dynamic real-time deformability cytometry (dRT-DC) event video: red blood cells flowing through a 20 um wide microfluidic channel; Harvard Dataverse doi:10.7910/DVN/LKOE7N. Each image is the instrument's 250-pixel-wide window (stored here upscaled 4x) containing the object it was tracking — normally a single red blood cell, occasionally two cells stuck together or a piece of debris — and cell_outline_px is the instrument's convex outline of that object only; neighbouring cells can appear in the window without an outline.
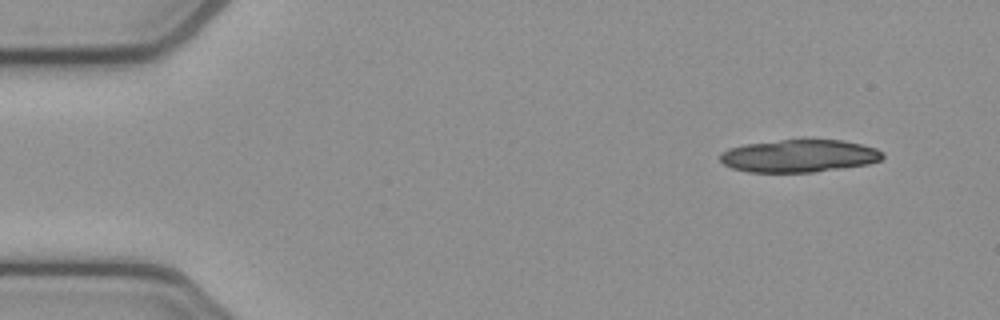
{"species": "common noctule bat (a hibernating species)", "species_latin": "Nyctalus noctula", "temperature_condition": "cold", "stored_images_in_passage": 5, "camera_frame_rate_fps": 3000, "um_per_image_px": 0.085, "animal": {"sex": "female", "body_mass_g": 21.9}, "frame": {"image": 1, "passage_image": 1, "time_ms": 0.0, "image_size_px": [1000, 320], "cell_outline_px": [[884, 156], [880, 160], [868, 164], [816, 172], [748, 172], [732, 168], [724, 164], [720, 160], [720, 152], [728, 148], [744, 144], [804, 136], [808, 136], [844, 140], [876, 148], [884, 152]], "centroid_in_image_um": [67.93, 13.2], "position_along_channel_um": 17.1, "area_um2": 32.14}}
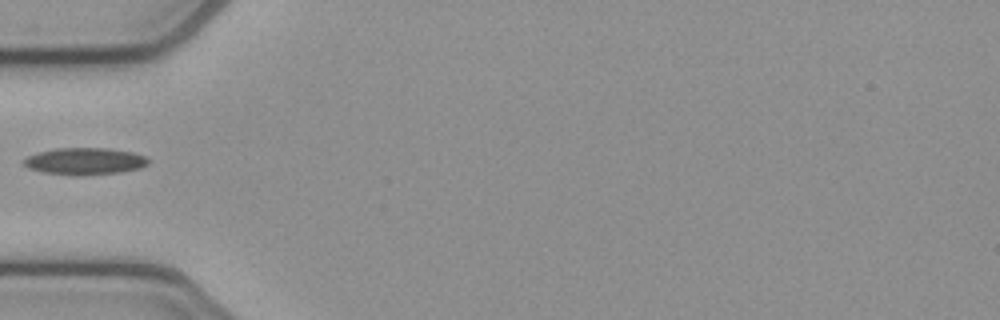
{"frame": {"image": 2, "passage_image": 5, "time_ms": 1.333, "image_size_px": [1000, 320], "cell_outline_px": [[148, 164], [140, 168], [120, 172], [80, 176], [72, 176], [44, 172], [28, 168], [24, 164], [24, 160], [28, 156], [40, 152], [56, 148], [108, 148], [132, 152], [144, 156], [148, 160]], "centroid_in_image_um": [7.21, 13.71], "position_along_channel_um": 77.8, "area_um2": 19.48}}